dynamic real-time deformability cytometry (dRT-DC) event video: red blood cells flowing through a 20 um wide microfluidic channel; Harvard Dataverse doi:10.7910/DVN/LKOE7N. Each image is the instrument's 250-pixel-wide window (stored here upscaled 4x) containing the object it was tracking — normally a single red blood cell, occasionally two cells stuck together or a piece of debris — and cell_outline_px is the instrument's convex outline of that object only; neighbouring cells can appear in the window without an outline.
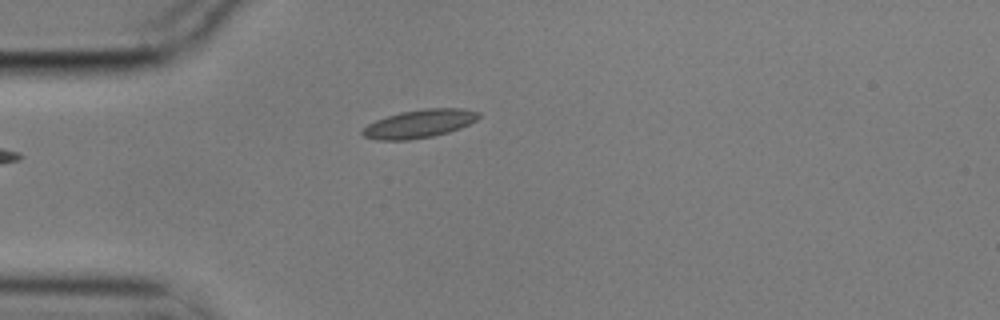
{"species": "common noctule bat (a hibernating species)", "species_latin": "Nyctalus noctula", "temperature_condition": "cold", "stored_images_in_passage": 2, "camera_frame_rate_fps": 3000, "um_per_image_px": 0.085, "animal": {"sex": "male", "body_mass_g": 17.9}, "frame": {"image": 1, "passage_image": 2, "time_ms": 0.333, "image_size_px": [1000, 320], "cell_outline_px": [[480, 116], [476, 120], [460, 128], [448, 132], [432, 136], [408, 140], [376, 140], [364, 136], [360, 132], [368, 124], [376, 120], [400, 112], [424, 108], [460, 108], [480, 112]], "centroid_in_image_um": [35.64, 10.51], "position_along_channel_um": 49.4, "area_um2": 19.02}}